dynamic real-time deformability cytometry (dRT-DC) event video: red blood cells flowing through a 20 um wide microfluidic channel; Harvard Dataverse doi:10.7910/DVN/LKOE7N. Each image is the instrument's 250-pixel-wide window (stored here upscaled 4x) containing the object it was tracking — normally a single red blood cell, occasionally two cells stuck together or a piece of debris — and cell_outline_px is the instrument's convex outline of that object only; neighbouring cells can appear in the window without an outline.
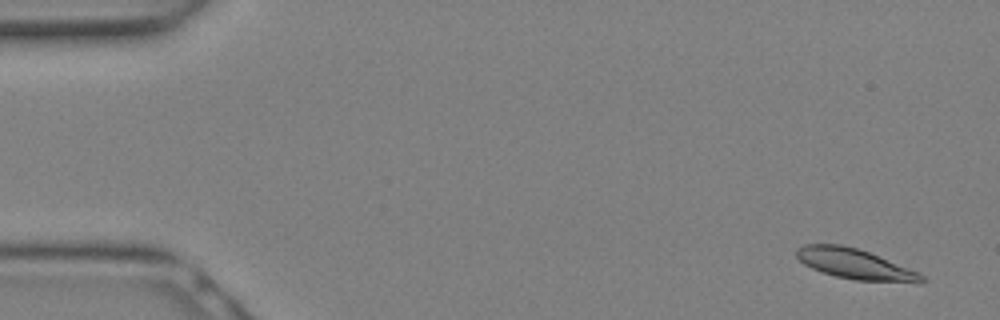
{"species": "Egyptian fruit bat (a non-hibernating species)", "species_latin": "Rousettus aegyptiacus", "temperature_condition": "warm", "stored_images_in_passage": 11, "camera_frame_rate_fps": 3000, "um_per_image_px": 0.085, "animal": {"sex": "female"}, "frame": {"image": 1, "passage_image": 2, "time_ms": 0.333, "image_size_px": [1000, 320], "cell_outline_px": [[924, 280], [920, 284], [856, 280], [836, 276], [812, 268], [804, 264], [796, 256], [796, 248], [804, 244], [840, 244], [856, 248], [868, 252], [920, 272], [924, 276]], "centroid_in_image_um": [72.72, 22.45], "position_along_channel_um": 12.3, "area_um2": 22.14}}
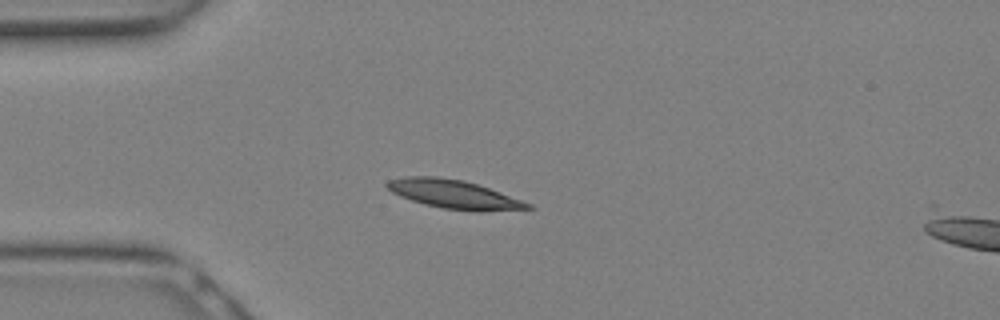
{"frame": {"image": 2, "passage_image": 8, "time_ms": 2.333, "image_size_px": [1000, 320], "cell_outline_px": [[536, 208], [444, 208], [412, 200], [400, 196], [392, 192], [384, 184], [388, 180], [404, 176], [436, 176], [464, 180], [488, 188], [532, 204]], "centroid_in_image_um": [38.41, 16.43], "position_along_channel_um": 46.6, "area_um2": 21.96}}
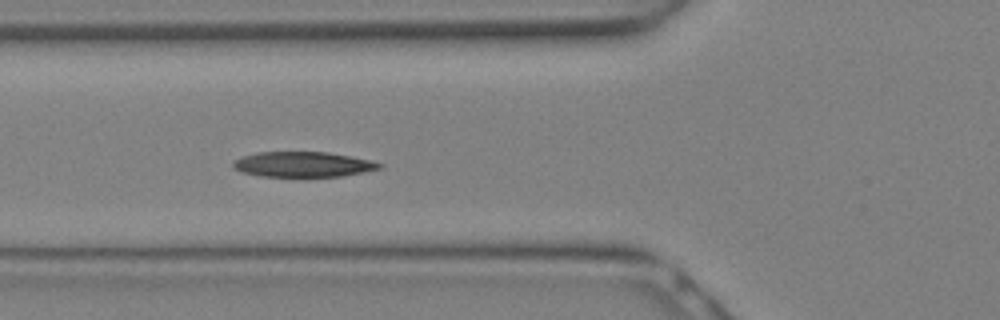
{"frame": {"image": 3, "passage_image": 11, "time_ms": 3.333, "image_size_px": [1000, 320], "cell_outline_px": [[384, 168], [344, 176], [260, 176], [240, 172], [232, 168], [232, 164], [236, 160], [244, 156], [256, 152], [328, 152], [352, 156], [372, 160], [384, 164]], "centroid_in_image_um": [25.81, 13.97], "position_along_channel_um": 100.0, "area_um2": 21.68}}